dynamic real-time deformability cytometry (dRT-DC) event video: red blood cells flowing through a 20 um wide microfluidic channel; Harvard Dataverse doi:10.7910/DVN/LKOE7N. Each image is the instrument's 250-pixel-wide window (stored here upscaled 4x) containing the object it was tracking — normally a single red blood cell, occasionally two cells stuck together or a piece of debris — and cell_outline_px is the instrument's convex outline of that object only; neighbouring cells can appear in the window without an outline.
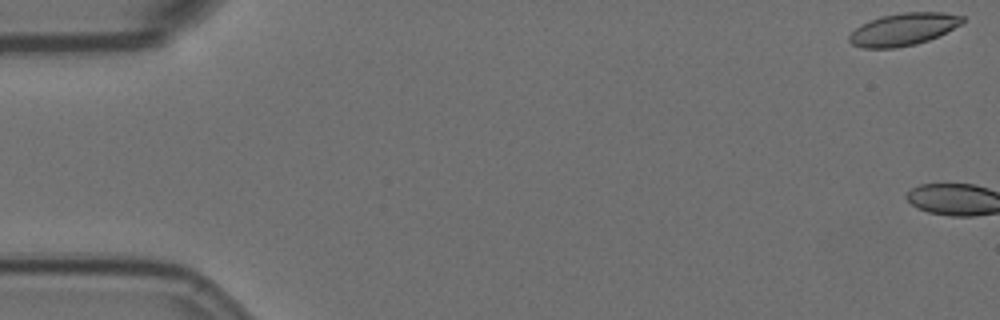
{"species": "Egyptian fruit bat (a non-hibernating species)", "species_latin": "Rousettus aegyptiacus", "temperature_condition": "room temperature", "stored_images_in_passage": 3, "camera_frame_rate_fps": 3000, "um_per_image_px": 0.085, "animal": {"sex": "female"}, "frame": {"image": 1, "passage_image": 1, "time_ms": 0.0, "image_size_px": [1000, 320], "cell_outline_px": [[964, 20], [960, 24], [928, 40], [916, 44], [896, 48], [864, 48], [852, 44], [848, 40], [848, 36], [860, 24], [880, 16], [900, 12], [944, 12], [964, 16]], "centroid_in_image_um": [76.74, 2.48], "position_along_channel_um": 8.3, "area_um2": 21.27}}